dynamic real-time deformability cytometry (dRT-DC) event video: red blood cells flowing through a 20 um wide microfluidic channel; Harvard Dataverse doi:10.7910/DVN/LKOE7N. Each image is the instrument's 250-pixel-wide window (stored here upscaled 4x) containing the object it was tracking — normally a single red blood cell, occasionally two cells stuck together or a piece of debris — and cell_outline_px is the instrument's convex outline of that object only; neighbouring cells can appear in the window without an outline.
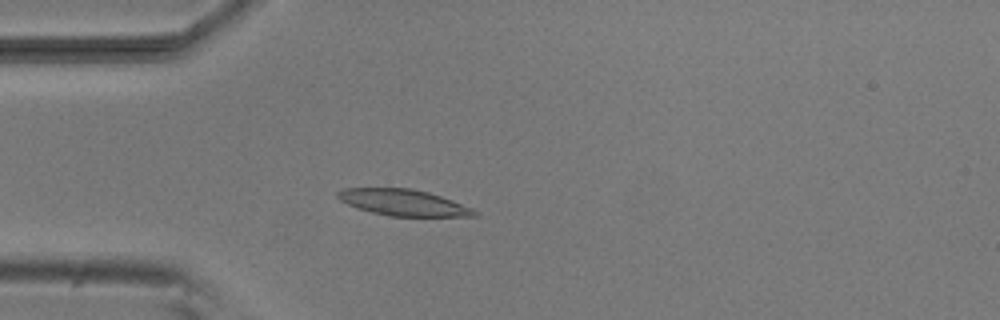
{"species": "common noctule bat (a hibernating species)", "species_latin": "Nyctalus noctula", "temperature_condition": "room temperature", "stored_images_in_passage": 53, "camera_frame_rate_fps": 3000, "um_per_image_px": 0.085, "animal": {"sex": "male", "body_mass_g": 20.5, "forearm_length_mm": 52.5}, "frame": {"image": 1, "passage_image": 14, "time_ms": 4.333, "image_size_px": [1000, 320], "cell_outline_px": [[480, 216], [388, 216], [356, 208], [340, 200], [336, 196], [336, 192], [344, 188], [412, 188], [428, 192], [452, 200], [472, 208], [480, 212]], "centroid_in_image_um": [34.29, 17.22], "position_along_channel_um": 50.7, "area_um2": 20.98}}
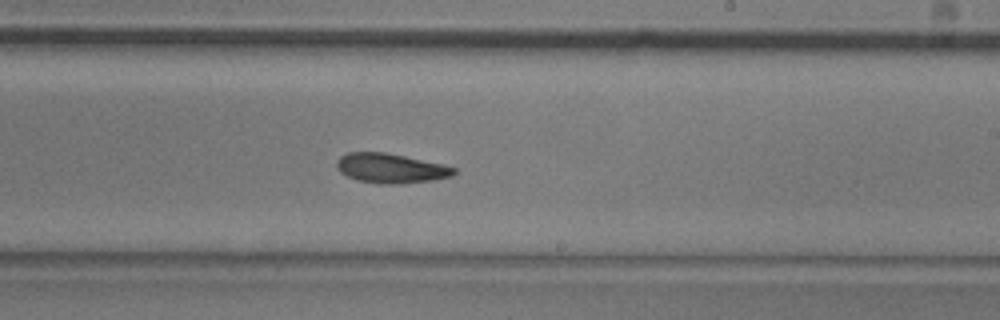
{"frame": {"image": 2, "passage_image": 31, "time_ms": 10.0, "image_size_px": [1000, 320], "cell_outline_px": [[456, 172], [452, 176], [432, 180], [400, 184], [380, 184], [356, 180], [340, 172], [336, 168], [336, 160], [340, 156], [348, 152], [384, 152], [444, 164], [456, 168]], "centroid_in_image_um": [33.19, 14.3], "position_along_channel_um": 255.8, "area_um2": 20.35}}
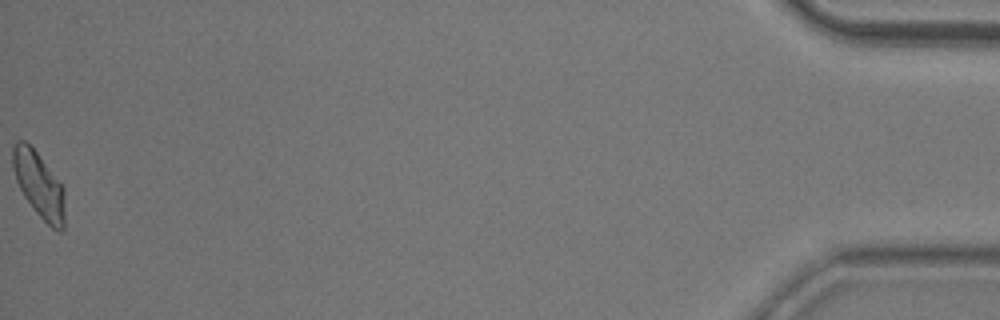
{"frame": {"image": 3, "passage_image": 53, "time_ms": 17.333, "image_size_px": [1000, 320], "cell_outline_px": [[64, 228], [60, 232], [52, 228], [36, 212], [24, 196], [16, 180], [12, 168], [12, 148], [16, 140], [24, 140], [36, 152], [64, 188]], "centroid_in_image_um": [3.29, 15.71], "position_along_channel_um": 431.9, "area_um2": 19.65}, "authors_computed_cell_mechanics": {"area_um2": 20.23, "velocity_mm_per_s": 3.785, "shape_relaxation_time_tau1_ms": 7.0173, "shape_relaxation_time_tau2_ms": 2.8852, "deformation_change_tau1": 0.1616, "deformation_change_tau2": 0.096}}